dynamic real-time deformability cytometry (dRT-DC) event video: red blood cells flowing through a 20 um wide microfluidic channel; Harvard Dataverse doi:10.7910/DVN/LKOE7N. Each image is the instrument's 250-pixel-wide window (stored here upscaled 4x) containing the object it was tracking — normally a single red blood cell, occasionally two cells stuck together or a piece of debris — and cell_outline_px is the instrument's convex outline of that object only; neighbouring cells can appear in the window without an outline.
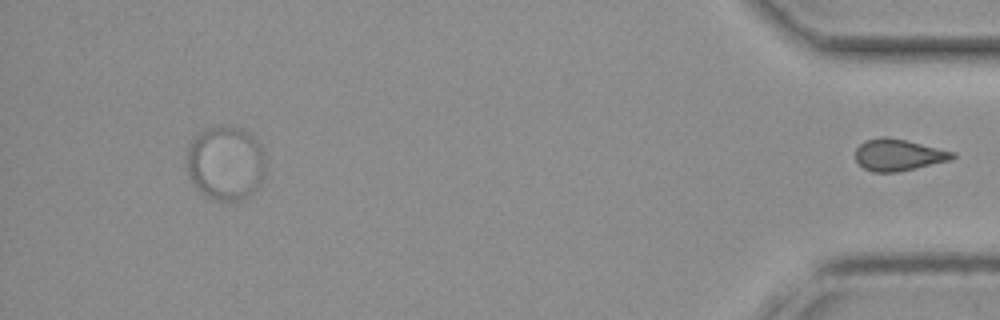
{"species": "common noctule bat (a hibernating species)", "species_latin": "Nyctalus noctula", "temperature_condition": "cold", "stored_images_in_passage": 46, "segment_of_instrument_passage": [3, 3], "camera_frame_rate_fps": 3000, "um_per_image_px": 0.085, "animal": {"sex": "female", "body_mass_g": 19.3, "forearm_length_mm": 54.1}, "frame": {"image": 1, "passage_image": 46, "time_ms": 15.0, "image_size_px": [1000, 320], "cell_outline_px": [[956, 156], [952, 160], [916, 168], [896, 172], [872, 172], [864, 168], [856, 160], [856, 148], [864, 140], [880, 136], [884, 136], [904, 140], [956, 152]], "centroid_in_image_um": [76.37, 13.16], "position_along_channel_um": 358.8, "area_um2": 17.92}}